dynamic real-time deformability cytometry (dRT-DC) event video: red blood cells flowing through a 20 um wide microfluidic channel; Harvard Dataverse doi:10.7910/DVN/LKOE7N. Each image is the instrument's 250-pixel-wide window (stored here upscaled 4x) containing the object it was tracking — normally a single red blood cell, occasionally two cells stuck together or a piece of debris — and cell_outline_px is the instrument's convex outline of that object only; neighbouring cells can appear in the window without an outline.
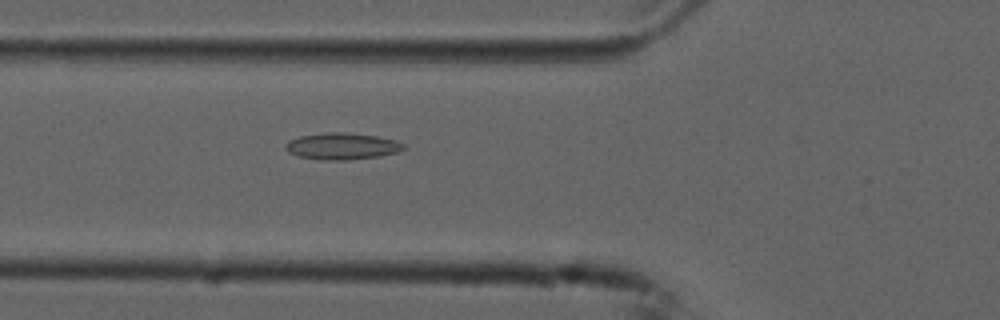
{"species": "common noctule bat (a hibernating species)", "species_latin": "Nyctalus noctula", "temperature_condition": "cold", "stored_images_in_passage": 18, "camera_frame_rate_fps": 3000, "um_per_image_px": 0.085, "animal": {"sex": "male", "forearm_length_mm": 52.5}, "frame": {"image": 1, "passage_image": 12, "time_ms": 3.667, "image_size_px": [1000, 320], "cell_outline_px": [[408, 148], [396, 152], [380, 156], [348, 160], [320, 160], [300, 156], [288, 152], [284, 148], [284, 144], [288, 140], [300, 136], [328, 132], [344, 132], [376, 136], [396, 140], [404, 144]], "centroid_in_image_um": [29.07, 12.43], "position_along_channel_um": 96.7, "area_um2": 18.44}}
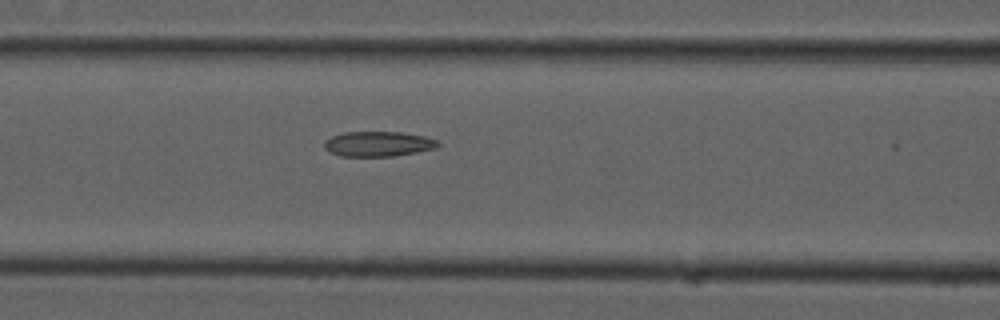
{"frame": {"image": 2, "passage_image": 15, "time_ms": 4.667, "image_size_px": [1000, 320], "cell_outline_px": [[440, 144], [436, 148], [416, 152], [392, 156], [340, 156], [324, 148], [324, 140], [332, 136], [344, 132], [400, 132], [424, 136], [436, 140]], "centroid_in_image_um": [32.13, 12.23], "position_along_channel_um": 134.5, "area_um2": 16.47}}